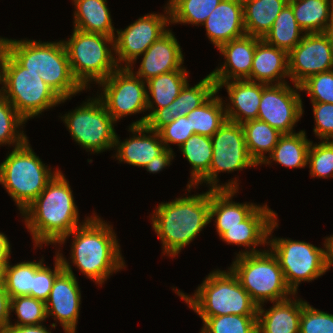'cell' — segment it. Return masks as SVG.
Returning a JSON list of instances; mask_svg holds the SVG:
<instances>
[{"mask_svg":"<svg viewBox=\"0 0 333 333\" xmlns=\"http://www.w3.org/2000/svg\"><path fill=\"white\" fill-rule=\"evenodd\" d=\"M93 215L57 244L61 247L66 239L73 238L71 262L63 256L60 248L55 253L61 259L63 268H71L70 263H73L85 277L102 286L110 275L123 270L126 264L113 226L96 213Z\"/></svg>","mask_w":333,"mask_h":333,"instance_id":"6da1fadb","label":"cell"},{"mask_svg":"<svg viewBox=\"0 0 333 333\" xmlns=\"http://www.w3.org/2000/svg\"><path fill=\"white\" fill-rule=\"evenodd\" d=\"M60 171L47 184L40 195L21 213L27 231L32 235L36 248L42 244L57 245L78 226L79 210L69 181Z\"/></svg>","mask_w":333,"mask_h":333,"instance_id":"7a4b0ae2","label":"cell"},{"mask_svg":"<svg viewBox=\"0 0 333 333\" xmlns=\"http://www.w3.org/2000/svg\"><path fill=\"white\" fill-rule=\"evenodd\" d=\"M150 218L161 240L162 253L175 258L210 223V189L161 202Z\"/></svg>","mask_w":333,"mask_h":333,"instance_id":"3957f363","label":"cell"},{"mask_svg":"<svg viewBox=\"0 0 333 333\" xmlns=\"http://www.w3.org/2000/svg\"><path fill=\"white\" fill-rule=\"evenodd\" d=\"M173 290L199 315L202 322L208 317L229 314L257 315L258 312V305L229 267L227 270H213L206 275L192 296L175 287Z\"/></svg>","mask_w":333,"mask_h":333,"instance_id":"277c9868","label":"cell"},{"mask_svg":"<svg viewBox=\"0 0 333 333\" xmlns=\"http://www.w3.org/2000/svg\"><path fill=\"white\" fill-rule=\"evenodd\" d=\"M8 53L24 68L38 71L42 80L62 99L85 91L74 78L62 40L42 42L8 39Z\"/></svg>","mask_w":333,"mask_h":333,"instance_id":"5b68a950","label":"cell"},{"mask_svg":"<svg viewBox=\"0 0 333 333\" xmlns=\"http://www.w3.org/2000/svg\"><path fill=\"white\" fill-rule=\"evenodd\" d=\"M31 148L29 140L13 148L0 163V184L13 199L20 214L40 195L60 171H52Z\"/></svg>","mask_w":333,"mask_h":333,"instance_id":"8992f818","label":"cell"},{"mask_svg":"<svg viewBox=\"0 0 333 333\" xmlns=\"http://www.w3.org/2000/svg\"><path fill=\"white\" fill-rule=\"evenodd\" d=\"M1 94L27 121L42 112L66 102L49 85L38 71L22 67L8 52L2 68Z\"/></svg>","mask_w":333,"mask_h":333,"instance_id":"52a82bcc","label":"cell"},{"mask_svg":"<svg viewBox=\"0 0 333 333\" xmlns=\"http://www.w3.org/2000/svg\"><path fill=\"white\" fill-rule=\"evenodd\" d=\"M62 41L72 74L85 90H90L91 83L98 84L119 68L115 58L114 37L73 28L70 38Z\"/></svg>","mask_w":333,"mask_h":333,"instance_id":"ba28073f","label":"cell"},{"mask_svg":"<svg viewBox=\"0 0 333 333\" xmlns=\"http://www.w3.org/2000/svg\"><path fill=\"white\" fill-rule=\"evenodd\" d=\"M234 258L229 268L258 306L293 296L279 262L270 249Z\"/></svg>","mask_w":333,"mask_h":333,"instance_id":"9c48e42d","label":"cell"},{"mask_svg":"<svg viewBox=\"0 0 333 333\" xmlns=\"http://www.w3.org/2000/svg\"><path fill=\"white\" fill-rule=\"evenodd\" d=\"M213 155L210 163L209 172L195 185L187 186L186 190L190 193L192 187L197 188L203 183L208 185L210 190L236 189L239 190V179H230L227 183H219V172L231 173L242 171L248 167L258 165L251 158L245 141V134L242 124L226 120V122L211 137Z\"/></svg>","mask_w":333,"mask_h":333,"instance_id":"30bf717a","label":"cell"},{"mask_svg":"<svg viewBox=\"0 0 333 333\" xmlns=\"http://www.w3.org/2000/svg\"><path fill=\"white\" fill-rule=\"evenodd\" d=\"M278 225L276 218L269 229L268 249L277 258L287 286L298 294L301 282L314 281L326 273L325 242L320 248L305 241L272 237Z\"/></svg>","mask_w":333,"mask_h":333,"instance_id":"8fae6325","label":"cell"},{"mask_svg":"<svg viewBox=\"0 0 333 333\" xmlns=\"http://www.w3.org/2000/svg\"><path fill=\"white\" fill-rule=\"evenodd\" d=\"M60 117L73 140L90 154L114 149L116 121L97 96L88 98L73 111Z\"/></svg>","mask_w":333,"mask_h":333,"instance_id":"7c38bea8","label":"cell"},{"mask_svg":"<svg viewBox=\"0 0 333 333\" xmlns=\"http://www.w3.org/2000/svg\"><path fill=\"white\" fill-rule=\"evenodd\" d=\"M97 85L99 89L102 87L97 97L116 122L147 111L146 82L128 67H119Z\"/></svg>","mask_w":333,"mask_h":333,"instance_id":"4fadbf2b","label":"cell"},{"mask_svg":"<svg viewBox=\"0 0 333 333\" xmlns=\"http://www.w3.org/2000/svg\"><path fill=\"white\" fill-rule=\"evenodd\" d=\"M164 6V14L148 13L125 29H116L114 48L119 67H133L138 57L168 30L170 11L168 5Z\"/></svg>","mask_w":333,"mask_h":333,"instance_id":"5bb4252c","label":"cell"},{"mask_svg":"<svg viewBox=\"0 0 333 333\" xmlns=\"http://www.w3.org/2000/svg\"><path fill=\"white\" fill-rule=\"evenodd\" d=\"M295 87V89H294ZM288 82L263 84L257 119L268 123L282 134H293L294 126L303 115L300 87ZM299 91V92H298Z\"/></svg>","mask_w":333,"mask_h":333,"instance_id":"9a60e30c","label":"cell"},{"mask_svg":"<svg viewBox=\"0 0 333 333\" xmlns=\"http://www.w3.org/2000/svg\"><path fill=\"white\" fill-rule=\"evenodd\" d=\"M330 70H333V50L323 33H306L288 53L289 79L295 85Z\"/></svg>","mask_w":333,"mask_h":333,"instance_id":"2e32d148","label":"cell"},{"mask_svg":"<svg viewBox=\"0 0 333 333\" xmlns=\"http://www.w3.org/2000/svg\"><path fill=\"white\" fill-rule=\"evenodd\" d=\"M75 275L72 268H64L56 277L45 302L47 318L53 316L56 321L50 326L56 329L59 322L65 333H76L80 316L81 289Z\"/></svg>","mask_w":333,"mask_h":333,"instance_id":"e0dca14e","label":"cell"},{"mask_svg":"<svg viewBox=\"0 0 333 333\" xmlns=\"http://www.w3.org/2000/svg\"><path fill=\"white\" fill-rule=\"evenodd\" d=\"M141 59L138 71L134 72V67L128 68L145 82L163 73L186 70L182 66V48L170 28L141 55Z\"/></svg>","mask_w":333,"mask_h":333,"instance_id":"ac0fdd59","label":"cell"},{"mask_svg":"<svg viewBox=\"0 0 333 333\" xmlns=\"http://www.w3.org/2000/svg\"><path fill=\"white\" fill-rule=\"evenodd\" d=\"M277 215L267 204L260 205L240 225L225 228V233L220 237V240L230 245L234 244L246 248L235 253L236 256L261 252L263 250H258L256 247L268 245L269 229Z\"/></svg>","mask_w":333,"mask_h":333,"instance_id":"d6986e66","label":"cell"},{"mask_svg":"<svg viewBox=\"0 0 333 333\" xmlns=\"http://www.w3.org/2000/svg\"><path fill=\"white\" fill-rule=\"evenodd\" d=\"M189 85L187 82L172 103L157 109L148 118L146 126L149 129L158 131L177 117L187 116L188 113L204 104L217 91L215 81L210 73L193 87Z\"/></svg>","mask_w":333,"mask_h":333,"instance_id":"ffe728a7","label":"cell"},{"mask_svg":"<svg viewBox=\"0 0 333 333\" xmlns=\"http://www.w3.org/2000/svg\"><path fill=\"white\" fill-rule=\"evenodd\" d=\"M128 128L132 137L121 141L116 135L114 158L119 163L124 162L143 168L166 149L158 131L151 130L146 125L129 126Z\"/></svg>","mask_w":333,"mask_h":333,"instance_id":"44dd1931","label":"cell"},{"mask_svg":"<svg viewBox=\"0 0 333 333\" xmlns=\"http://www.w3.org/2000/svg\"><path fill=\"white\" fill-rule=\"evenodd\" d=\"M257 37L245 35L221 45L218 50L224 63L210 72L215 82L248 79L251 73Z\"/></svg>","mask_w":333,"mask_h":333,"instance_id":"7402d4cb","label":"cell"},{"mask_svg":"<svg viewBox=\"0 0 333 333\" xmlns=\"http://www.w3.org/2000/svg\"><path fill=\"white\" fill-rule=\"evenodd\" d=\"M217 91L225 87L229 101L225 103L227 120L243 124L258 116L262 95V83L250 80L215 82Z\"/></svg>","mask_w":333,"mask_h":333,"instance_id":"603a6c76","label":"cell"},{"mask_svg":"<svg viewBox=\"0 0 333 333\" xmlns=\"http://www.w3.org/2000/svg\"><path fill=\"white\" fill-rule=\"evenodd\" d=\"M201 26H205L206 36L217 49L245 36L243 4L236 0H222Z\"/></svg>","mask_w":333,"mask_h":333,"instance_id":"cb8c5ba5","label":"cell"},{"mask_svg":"<svg viewBox=\"0 0 333 333\" xmlns=\"http://www.w3.org/2000/svg\"><path fill=\"white\" fill-rule=\"evenodd\" d=\"M296 295L298 294L272 302L273 305L267 310L263 305L258 306L257 333H300V318L305 300Z\"/></svg>","mask_w":333,"mask_h":333,"instance_id":"d4e9b609","label":"cell"},{"mask_svg":"<svg viewBox=\"0 0 333 333\" xmlns=\"http://www.w3.org/2000/svg\"><path fill=\"white\" fill-rule=\"evenodd\" d=\"M288 53L257 37L250 76L247 80L263 84L287 83Z\"/></svg>","mask_w":333,"mask_h":333,"instance_id":"484cf974","label":"cell"},{"mask_svg":"<svg viewBox=\"0 0 333 333\" xmlns=\"http://www.w3.org/2000/svg\"><path fill=\"white\" fill-rule=\"evenodd\" d=\"M238 192L236 189L210 190V222L215 220L219 238L225 233V228L240 225L260 206L250 202L233 201Z\"/></svg>","mask_w":333,"mask_h":333,"instance_id":"4316f807","label":"cell"},{"mask_svg":"<svg viewBox=\"0 0 333 333\" xmlns=\"http://www.w3.org/2000/svg\"><path fill=\"white\" fill-rule=\"evenodd\" d=\"M188 77L187 70H175L146 81L147 111L149 113L131 123L130 126H145L148 118L157 109L168 106L178 97L181 89L189 82Z\"/></svg>","mask_w":333,"mask_h":333,"instance_id":"83f0119b","label":"cell"},{"mask_svg":"<svg viewBox=\"0 0 333 333\" xmlns=\"http://www.w3.org/2000/svg\"><path fill=\"white\" fill-rule=\"evenodd\" d=\"M74 5L73 28L87 33L115 36L107 0H72Z\"/></svg>","mask_w":333,"mask_h":333,"instance_id":"f1b7e54d","label":"cell"},{"mask_svg":"<svg viewBox=\"0 0 333 333\" xmlns=\"http://www.w3.org/2000/svg\"><path fill=\"white\" fill-rule=\"evenodd\" d=\"M289 0H249L243 4L246 35L263 39Z\"/></svg>","mask_w":333,"mask_h":333,"instance_id":"f546056e","label":"cell"},{"mask_svg":"<svg viewBox=\"0 0 333 333\" xmlns=\"http://www.w3.org/2000/svg\"><path fill=\"white\" fill-rule=\"evenodd\" d=\"M305 130H300L293 134H283L278 144L273 148L272 153L267 156L264 165L275 163L286 168H305L307 167L308 151L311 141L307 139Z\"/></svg>","mask_w":333,"mask_h":333,"instance_id":"4dcf8cb0","label":"cell"},{"mask_svg":"<svg viewBox=\"0 0 333 333\" xmlns=\"http://www.w3.org/2000/svg\"><path fill=\"white\" fill-rule=\"evenodd\" d=\"M288 4L305 33H323L333 19V0H289Z\"/></svg>","mask_w":333,"mask_h":333,"instance_id":"1f68e13d","label":"cell"},{"mask_svg":"<svg viewBox=\"0 0 333 333\" xmlns=\"http://www.w3.org/2000/svg\"><path fill=\"white\" fill-rule=\"evenodd\" d=\"M248 152L254 162L259 166L272 153L283 135L268 123L255 119L242 124Z\"/></svg>","mask_w":333,"mask_h":333,"instance_id":"d6a6232c","label":"cell"},{"mask_svg":"<svg viewBox=\"0 0 333 333\" xmlns=\"http://www.w3.org/2000/svg\"><path fill=\"white\" fill-rule=\"evenodd\" d=\"M216 91L204 104L187 114L191 130L194 134L212 137L226 122L227 116L224 103Z\"/></svg>","mask_w":333,"mask_h":333,"instance_id":"836d02e7","label":"cell"},{"mask_svg":"<svg viewBox=\"0 0 333 333\" xmlns=\"http://www.w3.org/2000/svg\"><path fill=\"white\" fill-rule=\"evenodd\" d=\"M179 151L191 165L187 186H195L209 172L213 155L211 137L193 134L179 147Z\"/></svg>","mask_w":333,"mask_h":333,"instance_id":"e575fe53","label":"cell"},{"mask_svg":"<svg viewBox=\"0 0 333 333\" xmlns=\"http://www.w3.org/2000/svg\"><path fill=\"white\" fill-rule=\"evenodd\" d=\"M305 32L297 23L292 8L287 4L276 17L271 30L263 38L268 44L289 53L301 39Z\"/></svg>","mask_w":333,"mask_h":333,"instance_id":"d590c367","label":"cell"},{"mask_svg":"<svg viewBox=\"0 0 333 333\" xmlns=\"http://www.w3.org/2000/svg\"><path fill=\"white\" fill-rule=\"evenodd\" d=\"M222 0H168L170 24L201 26Z\"/></svg>","mask_w":333,"mask_h":333,"instance_id":"8d00e7d4","label":"cell"},{"mask_svg":"<svg viewBox=\"0 0 333 333\" xmlns=\"http://www.w3.org/2000/svg\"><path fill=\"white\" fill-rule=\"evenodd\" d=\"M26 122L0 93V146L8 145L10 147L14 145L13 148H16L24 144L28 140L23 131V125Z\"/></svg>","mask_w":333,"mask_h":333,"instance_id":"74e56055","label":"cell"},{"mask_svg":"<svg viewBox=\"0 0 333 333\" xmlns=\"http://www.w3.org/2000/svg\"><path fill=\"white\" fill-rule=\"evenodd\" d=\"M44 264V257L36 261H23L15 265L7 266L5 289L10 296L29 295L32 296L33 276L35 272Z\"/></svg>","mask_w":333,"mask_h":333,"instance_id":"f35d334b","label":"cell"},{"mask_svg":"<svg viewBox=\"0 0 333 333\" xmlns=\"http://www.w3.org/2000/svg\"><path fill=\"white\" fill-rule=\"evenodd\" d=\"M199 333H257V315L208 317Z\"/></svg>","mask_w":333,"mask_h":333,"instance_id":"ab89813d","label":"cell"},{"mask_svg":"<svg viewBox=\"0 0 333 333\" xmlns=\"http://www.w3.org/2000/svg\"><path fill=\"white\" fill-rule=\"evenodd\" d=\"M10 312L17 315L13 324L19 326L40 325L47 319L45 302L29 295L10 298Z\"/></svg>","mask_w":333,"mask_h":333,"instance_id":"60d3db41","label":"cell"},{"mask_svg":"<svg viewBox=\"0 0 333 333\" xmlns=\"http://www.w3.org/2000/svg\"><path fill=\"white\" fill-rule=\"evenodd\" d=\"M307 165L311 177L333 178V140L311 141Z\"/></svg>","mask_w":333,"mask_h":333,"instance_id":"b9f144b4","label":"cell"},{"mask_svg":"<svg viewBox=\"0 0 333 333\" xmlns=\"http://www.w3.org/2000/svg\"><path fill=\"white\" fill-rule=\"evenodd\" d=\"M299 87L308 94L311 102L333 104V70L312 75Z\"/></svg>","mask_w":333,"mask_h":333,"instance_id":"7bdbcfd3","label":"cell"},{"mask_svg":"<svg viewBox=\"0 0 333 333\" xmlns=\"http://www.w3.org/2000/svg\"><path fill=\"white\" fill-rule=\"evenodd\" d=\"M300 333H333V314L313 308L305 301L302 305Z\"/></svg>","mask_w":333,"mask_h":333,"instance_id":"ee69618b","label":"cell"},{"mask_svg":"<svg viewBox=\"0 0 333 333\" xmlns=\"http://www.w3.org/2000/svg\"><path fill=\"white\" fill-rule=\"evenodd\" d=\"M54 269L45 263L35 272L33 276L32 297L46 302L56 277L64 270L61 259L57 254L54 258Z\"/></svg>","mask_w":333,"mask_h":333,"instance_id":"f6af8a7d","label":"cell"},{"mask_svg":"<svg viewBox=\"0 0 333 333\" xmlns=\"http://www.w3.org/2000/svg\"><path fill=\"white\" fill-rule=\"evenodd\" d=\"M160 139L165 148L173 150L169 144L180 147L194 132L191 130L190 119L187 116H179L158 130Z\"/></svg>","mask_w":333,"mask_h":333,"instance_id":"bcb514c9","label":"cell"},{"mask_svg":"<svg viewBox=\"0 0 333 333\" xmlns=\"http://www.w3.org/2000/svg\"><path fill=\"white\" fill-rule=\"evenodd\" d=\"M314 115L313 132L321 140H333V104L311 102Z\"/></svg>","mask_w":333,"mask_h":333,"instance_id":"7dc6e473","label":"cell"},{"mask_svg":"<svg viewBox=\"0 0 333 333\" xmlns=\"http://www.w3.org/2000/svg\"><path fill=\"white\" fill-rule=\"evenodd\" d=\"M174 151L165 149L161 154L154 157L147 165L143 168L149 173H158L162 171L165 167L170 166L172 160L174 159Z\"/></svg>","mask_w":333,"mask_h":333,"instance_id":"c3c4849f","label":"cell"},{"mask_svg":"<svg viewBox=\"0 0 333 333\" xmlns=\"http://www.w3.org/2000/svg\"><path fill=\"white\" fill-rule=\"evenodd\" d=\"M10 315V296L5 289V286H0V333H3L6 327L10 324Z\"/></svg>","mask_w":333,"mask_h":333,"instance_id":"681fc988","label":"cell"},{"mask_svg":"<svg viewBox=\"0 0 333 333\" xmlns=\"http://www.w3.org/2000/svg\"><path fill=\"white\" fill-rule=\"evenodd\" d=\"M3 333H52L51 330L44 326L40 325H27V326H19L14 325L12 322L6 327Z\"/></svg>","mask_w":333,"mask_h":333,"instance_id":"f907efd6","label":"cell"},{"mask_svg":"<svg viewBox=\"0 0 333 333\" xmlns=\"http://www.w3.org/2000/svg\"><path fill=\"white\" fill-rule=\"evenodd\" d=\"M11 255V245L6 234L0 232V262H9Z\"/></svg>","mask_w":333,"mask_h":333,"instance_id":"816d5d0a","label":"cell"},{"mask_svg":"<svg viewBox=\"0 0 333 333\" xmlns=\"http://www.w3.org/2000/svg\"><path fill=\"white\" fill-rule=\"evenodd\" d=\"M326 271L333 266V234L325 237Z\"/></svg>","mask_w":333,"mask_h":333,"instance_id":"f5cc1de1","label":"cell"},{"mask_svg":"<svg viewBox=\"0 0 333 333\" xmlns=\"http://www.w3.org/2000/svg\"><path fill=\"white\" fill-rule=\"evenodd\" d=\"M8 52V38L0 37V85H2V68L5 56ZM0 88V93H1Z\"/></svg>","mask_w":333,"mask_h":333,"instance_id":"db71d44e","label":"cell"},{"mask_svg":"<svg viewBox=\"0 0 333 333\" xmlns=\"http://www.w3.org/2000/svg\"><path fill=\"white\" fill-rule=\"evenodd\" d=\"M323 34L328 38L329 44L333 50V19L325 28Z\"/></svg>","mask_w":333,"mask_h":333,"instance_id":"11a10c76","label":"cell"},{"mask_svg":"<svg viewBox=\"0 0 333 333\" xmlns=\"http://www.w3.org/2000/svg\"><path fill=\"white\" fill-rule=\"evenodd\" d=\"M9 262H0V286H5L6 271Z\"/></svg>","mask_w":333,"mask_h":333,"instance_id":"9f6ffc18","label":"cell"},{"mask_svg":"<svg viewBox=\"0 0 333 333\" xmlns=\"http://www.w3.org/2000/svg\"><path fill=\"white\" fill-rule=\"evenodd\" d=\"M236 1H238L239 3L244 4L245 2H247V1H249V0H236Z\"/></svg>","mask_w":333,"mask_h":333,"instance_id":"6f0895ef","label":"cell"}]
</instances>
